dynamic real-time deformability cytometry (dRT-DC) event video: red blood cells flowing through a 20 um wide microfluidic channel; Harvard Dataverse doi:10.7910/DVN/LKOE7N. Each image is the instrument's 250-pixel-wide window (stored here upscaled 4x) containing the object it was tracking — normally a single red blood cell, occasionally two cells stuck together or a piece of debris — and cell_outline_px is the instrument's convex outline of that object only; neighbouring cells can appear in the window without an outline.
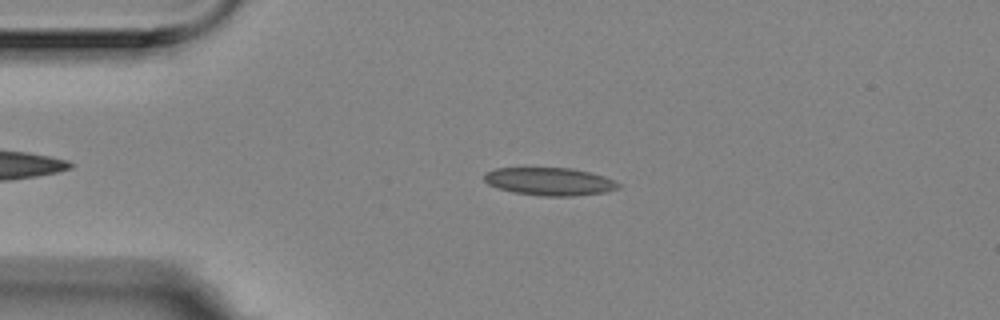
{"species": "Egyptian fruit bat (a non-hibernating species)", "species_latin": "Rousettus aegyptiacus", "temperature_condition": "room temperature", "stored_images_in_passage": 49, "camera_frame_rate_fps": 3000, "um_per_image_px": 0.085, "animal": {"sex": "female"}, "frame": {"image": 1, "passage_image": 11, "time_ms": 3.333, "image_size_px": [1000, 320], "cell_outline_px": [[620, 184], [616, 188], [604, 192], [572, 196], [544, 196], [512, 192], [488, 184], [484, 180], [484, 176], [488, 172], [496, 168], [568, 168], [588, 172], [604, 176]], "centroid_in_image_um": [46.68, 15.43], "position_along_channel_um": 38.3, "area_um2": 21.33}}
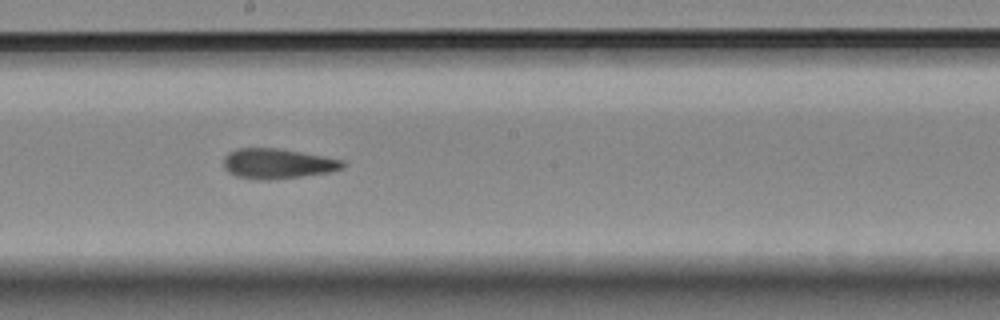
{"frame": {"image": 2, "passage_image": 29, "time_ms": 9.333, "image_size_px": [1000, 320], "cell_outline_px": [[348, 164], [344, 168], [328, 172], [272, 180], [256, 180], [236, 176], [228, 172], [224, 168], [224, 156], [228, 152], [236, 148], [276, 148], [300, 152], [344, 160]], "centroid_in_image_um": [23.57, 13.91], "position_along_channel_um": 224.6, "area_um2": 20.98}}
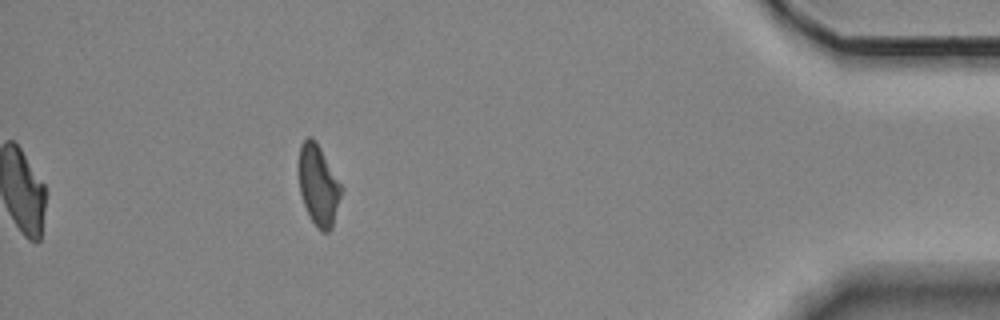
{"frame": {"image": 3, "passage_image": 49, "time_ms": 16.0, "image_size_px": [1000, 320], "cell_outline_px": [[344, 188], [332, 228], [328, 232], [320, 232], [316, 228], [304, 204], [300, 192], [300, 144], [308, 136], [312, 136], [316, 140]], "centroid_in_image_um": [27.11, 15.76], "position_along_channel_um": 408.1, "area_um2": 20.0}, "authors_computed_cell_mechanics": {"area_um2": 20.9814, "velocity_mm_per_s": 3.5396, "shape_relaxation_time_tau1_ms": null, "shape_relaxation_time_tau2_ms": 4.3615, "deformation_change_tau1": null, "deformation_change_tau2": 0.1069}}